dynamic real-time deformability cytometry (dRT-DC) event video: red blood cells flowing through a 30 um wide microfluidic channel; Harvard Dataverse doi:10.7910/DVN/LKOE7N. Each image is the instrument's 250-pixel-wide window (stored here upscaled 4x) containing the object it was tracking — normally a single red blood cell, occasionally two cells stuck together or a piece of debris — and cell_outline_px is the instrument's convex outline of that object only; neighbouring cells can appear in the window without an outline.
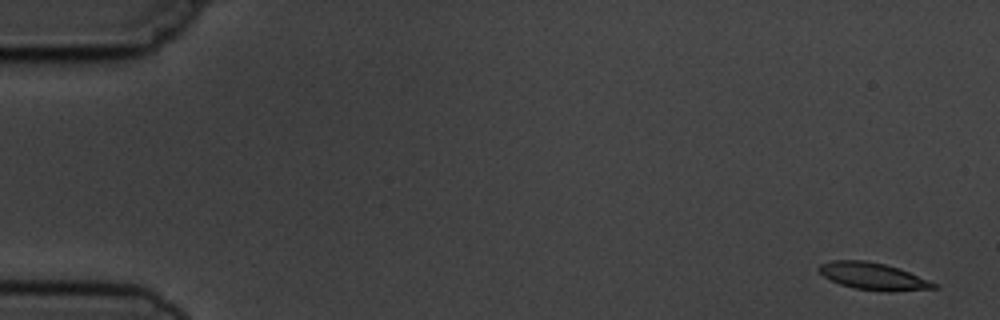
{"species": "common noctule bat (a hibernating species)", "species_latin": "Nyctalus noctula", "temperature_condition": "cold", "stored_images_in_passage": 5, "camera_frame_rate_fps": 3000, "um_per_image_px": 0.085, "animal": {"sex": "male", "body_mass_g": 19.5, "forearm_length_mm": 54.6}, "frame": {"image": 1, "passage_image": 1, "time_ms": 0.0, "image_size_px": [1000, 320], "cell_outline_px": [[940, 288], [888, 292], [856, 288], [840, 284], [824, 276], [816, 268], [820, 264], [832, 260], [864, 260], [884, 264], [900, 268], [940, 284]], "centroid_in_image_um": [74.28, 23.48], "position_along_channel_um": 10.7, "area_um2": 18.26}}
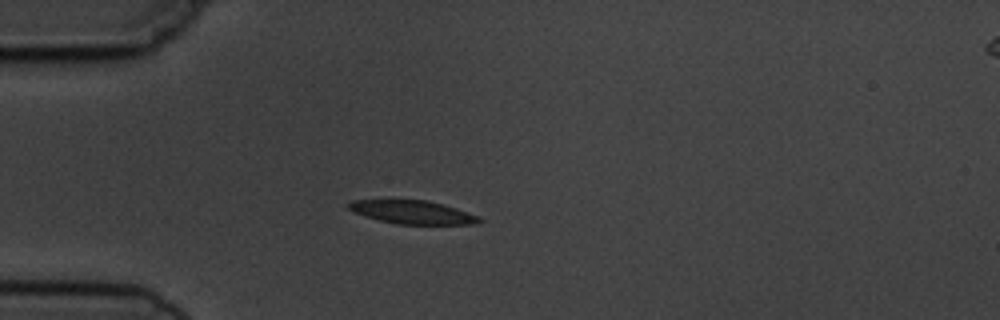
{"frame": {"image": 2, "passage_image": 5, "time_ms": 4.333, "image_size_px": [1000, 320], "cell_outline_px": [[484, 220], [480, 224], [396, 224], [364, 216], [352, 212], [344, 204], [352, 200], [424, 200], [444, 204], [480, 216]], "centroid_in_image_um": [35.07, 18.04], "position_along_channel_um": 49.9, "area_um2": 17.98}}